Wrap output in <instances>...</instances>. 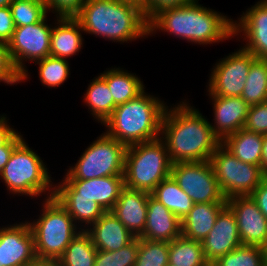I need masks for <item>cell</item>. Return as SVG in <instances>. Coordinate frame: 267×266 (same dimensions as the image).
Segmentation results:
<instances>
[{"mask_svg": "<svg viewBox=\"0 0 267 266\" xmlns=\"http://www.w3.org/2000/svg\"><path fill=\"white\" fill-rule=\"evenodd\" d=\"M244 129L267 135V101L250 106Z\"/></svg>", "mask_w": 267, "mask_h": 266, "instance_id": "obj_38", "label": "cell"}, {"mask_svg": "<svg viewBox=\"0 0 267 266\" xmlns=\"http://www.w3.org/2000/svg\"><path fill=\"white\" fill-rule=\"evenodd\" d=\"M0 82L7 85L22 82V75L16 69L10 56L8 44L0 41Z\"/></svg>", "mask_w": 267, "mask_h": 266, "instance_id": "obj_37", "label": "cell"}, {"mask_svg": "<svg viewBox=\"0 0 267 266\" xmlns=\"http://www.w3.org/2000/svg\"><path fill=\"white\" fill-rule=\"evenodd\" d=\"M8 120L6 114L0 115V147L4 146L18 132L8 124Z\"/></svg>", "mask_w": 267, "mask_h": 266, "instance_id": "obj_44", "label": "cell"}, {"mask_svg": "<svg viewBox=\"0 0 267 266\" xmlns=\"http://www.w3.org/2000/svg\"><path fill=\"white\" fill-rule=\"evenodd\" d=\"M127 146L103 132L69 166L64 180H88L123 175Z\"/></svg>", "mask_w": 267, "mask_h": 266, "instance_id": "obj_8", "label": "cell"}, {"mask_svg": "<svg viewBox=\"0 0 267 266\" xmlns=\"http://www.w3.org/2000/svg\"><path fill=\"white\" fill-rule=\"evenodd\" d=\"M188 102L167 105L162 117L160 139L172 164L208 161L221 144L208 118Z\"/></svg>", "mask_w": 267, "mask_h": 266, "instance_id": "obj_1", "label": "cell"}, {"mask_svg": "<svg viewBox=\"0 0 267 266\" xmlns=\"http://www.w3.org/2000/svg\"><path fill=\"white\" fill-rule=\"evenodd\" d=\"M15 25L10 6L0 7V41L8 44L13 36Z\"/></svg>", "mask_w": 267, "mask_h": 266, "instance_id": "obj_41", "label": "cell"}, {"mask_svg": "<svg viewBox=\"0 0 267 266\" xmlns=\"http://www.w3.org/2000/svg\"><path fill=\"white\" fill-rule=\"evenodd\" d=\"M84 94V104L88 106V111L101 125L111 116L116 104L106 83V80L99 74L92 79Z\"/></svg>", "mask_w": 267, "mask_h": 266, "instance_id": "obj_26", "label": "cell"}, {"mask_svg": "<svg viewBox=\"0 0 267 266\" xmlns=\"http://www.w3.org/2000/svg\"><path fill=\"white\" fill-rule=\"evenodd\" d=\"M14 0H0V7H8Z\"/></svg>", "mask_w": 267, "mask_h": 266, "instance_id": "obj_48", "label": "cell"}, {"mask_svg": "<svg viewBox=\"0 0 267 266\" xmlns=\"http://www.w3.org/2000/svg\"><path fill=\"white\" fill-rule=\"evenodd\" d=\"M198 1L159 11L149 21V36L157 31L167 32L168 35L202 46L232 39L234 20L210 7L202 6Z\"/></svg>", "mask_w": 267, "mask_h": 266, "instance_id": "obj_2", "label": "cell"}, {"mask_svg": "<svg viewBox=\"0 0 267 266\" xmlns=\"http://www.w3.org/2000/svg\"><path fill=\"white\" fill-rule=\"evenodd\" d=\"M69 61L53 56H47L34 62L39 65L38 78L47 88H56L67 80L70 74Z\"/></svg>", "mask_w": 267, "mask_h": 266, "instance_id": "obj_33", "label": "cell"}, {"mask_svg": "<svg viewBox=\"0 0 267 266\" xmlns=\"http://www.w3.org/2000/svg\"><path fill=\"white\" fill-rule=\"evenodd\" d=\"M75 18L84 33L116 43L149 36V22L143 11L121 0H86Z\"/></svg>", "mask_w": 267, "mask_h": 266, "instance_id": "obj_3", "label": "cell"}, {"mask_svg": "<svg viewBox=\"0 0 267 266\" xmlns=\"http://www.w3.org/2000/svg\"><path fill=\"white\" fill-rule=\"evenodd\" d=\"M100 75L106 80L116 105L136 98L146 89L136 73L128 72L120 67L108 68Z\"/></svg>", "mask_w": 267, "mask_h": 266, "instance_id": "obj_25", "label": "cell"}, {"mask_svg": "<svg viewBox=\"0 0 267 266\" xmlns=\"http://www.w3.org/2000/svg\"><path fill=\"white\" fill-rule=\"evenodd\" d=\"M27 266H61V264H60V261L58 259L35 258Z\"/></svg>", "mask_w": 267, "mask_h": 266, "instance_id": "obj_45", "label": "cell"}, {"mask_svg": "<svg viewBox=\"0 0 267 266\" xmlns=\"http://www.w3.org/2000/svg\"><path fill=\"white\" fill-rule=\"evenodd\" d=\"M139 250V238L116 251L97 250L94 266H134Z\"/></svg>", "mask_w": 267, "mask_h": 266, "instance_id": "obj_36", "label": "cell"}, {"mask_svg": "<svg viewBox=\"0 0 267 266\" xmlns=\"http://www.w3.org/2000/svg\"><path fill=\"white\" fill-rule=\"evenodd\" d=\"M166 107L163 100L144 90L136 98L116 106L103 123L105 133L127 147L159 139Z\"/></svg>", "mask_w": 267, "mask_h": 266, "instance_id": "obj_4", "label": "cell"}, {"mask_svg": "<svg viewBox=\"0 0 267 266\" xmlns=\"http://www.w3.org/2000/svg\"><path fill=\"white\" fill-rule=\"evenodd\" d=\"M47 16L40 22L15 27L8 49L16 69L22 75V82L30 79L26 61L35 62L50 55L52 24Z\"/></svg>", "mask_w": 267, "mask_h": 266, "instance_id": "obj_11", "label": "cell"}, {"mask_svg": "<svg viewBox=\"0 0 267 266\" xmlns=\"http://www.w3.org/2000/svg\"><path fill=\"white\" fill-rule=\"evenodd\" d=\"M169 242L139 238V250L134 266H166Z\"/></svg>", "mask_w": 267, "mask_h": 266, "instance_id": "obj_35", "label": "cell"}, {"mask_svg": "<svg viewBox=\"0 0 267 266\" xmlns=\"http://www.w3.org/2000/svg\"><path fill=\"white\" fill-rule=\"evenodd\" d=\"M151 193L124 188L110 211L119 221L139 238L144 231L147 217V202Z\"/></svg>", "mask_w": 267, "mask_h": 266, "instance_id": "obj_19", "label": "cell"}, {"mask_svg": "<svg viewBox=\"0 0 267 266\" xmlns=\"http://www.w3.org/2000/svg\"><path fill=\"white\" fill-rule=\"evenodd\" d=\"M168 263L175 266H210L205 260L202 242L182 234L169 242Z\"/></svg>", "mask_w": 267, "mask_h": 266, "instance_id": "obj_29", "label": "cell"}, {"mask_svg": "<svg viewBox=\"0 0 267 266\" xmlns=\"http://www.w3.org/2000/svg\"><path fill=\"white\" fill-rule=\"evenodd\" d=\"M210 162L226 199L250 196L265 177L260 166L242 162L222 144L216 148Z\"/></svg>", "mask_w": 267, "mask_h": 266, "instance_id": "obj_9", "label": "cell"}, {"mask_svg": "<svg viewBox=\"0 0 267 266\" xmlns=\"http://www.w3.org/2000/svg\"><path fill=\"white\" fill-rule=\"evenodd\" d=\"M86 0H47L46 8L56 17H75Z\"/></svg>", "mask_w": 267, "mask_h": 266, "instance_id": "obj_39", "label": "cell"}, {"mask_svg": "<svg viewBox=\"0 0 267 266\" xmlns=\"http://www.w3.org/2000/svg\"><path fill=\"white\" fill-rule=\"evenodd\" d=\"M241 245L235 215L226 205L218 214L214 227L202 241L205 260L211 265Z\"/></svg>", "mask_w": 267, "mask_h": 266, "instance_id": "obj_17", "label": "cell"}, {"mask_svg": "<svg viewBox=\"0 0 267 266\" xmlns=\"http://www.w3.org/2000/svg\"><path fill=\"white\" fill-rule=\"evenodd\" d=\"M55 198L67 210L69 215L73 218L74 223L81 231H86L106 212L97 202L92 201L90 198Z\"/></svg>", "mask_w": 267, "mask_h": 266, "instance_id": "obj_28", "label": "cell"}, {"mask_svg": "<svg viewBox=\"0 0 267 266\" xmlns=\"http://www.w3.org/2000/svg\"><path fill=\"white\" fill-rule=\"evenodd\" d=\"M171 167L166 145L160 138L128 146L123 173L125 187L151 193L171 176Z\"/></svg>", "mask_w": 267, "mask_h": 266, "instance_id": "obj_7", "label": "cell"}, {"mask_svg": "<svg viewBox=\"0 0 267 266\" xmlns=\"http://www.w3.org/2000/svg\"><path fill=\"white\" fill-rule=\"evenodd\" d=\"M240 16L233 21L234 37L243 38L244 50L256 58L267 59V0L257 1Z\"/></svg>", "mask_w": 267, "mask_h": 266, "instance_id": "obj_16", "label": "cell"}, {"mask_svg": "<svg viewBox=\"0 0 267 266\" xmlns=\"http://www.w3.org/2000/svg\"><path fill=\"white\" fill-rule=\"evenodd\" d=\"M151 195L180 220L185 218L194 205L192 199L179 187L172 176L162 180Z\"/></svg>", "mask_w": 267, "mask_h": 266, "instance_id": "obj_27", "label": "cell"}, {"mask_svg": "<svg viewBox=\"0 0 267 266\" xmlns=\"http://www.w3.org/2000/svg\"><path fill=\"white\" fill-rule=\"evenodd\" d=\"M241 98L249 106L267 101V59L257 58L251 64Z\"/></svg>", "mask_w": 267, "mask_h": 266, "instance_id": "obj_30", "label": "cell"}, {"mask_svg": "<svg viewBox=\"0 0 267 266\" xmlns=\"http://www.w3.org/2000/svg\"><path fill=\"white\" fill-rule=\"evenodd\" d=\"M97 248L90 236L81 231L66 247L63 255L58 259L61 266H94Z\"/></svg>", "mask_w": 267, "mask_h": 266, "instance_id": "obj_31", "label": "cell"}, {"mask_svg": "<svg viewBox=\"0 0 267 266\" xmlns=\"http://www.w3.org/2000/svg\"><path fill=\"white\" fill-rule=\"evenodd\" d=\"M250 196L257 203L262 214L267 218V176L263 178L260 185Z\"/></svg>", "mask_w": 267, "mask_h": 266, "instance_id": "obj_43", "label": "cell"}, {"mask_svg": "<svg viewBox=\"0 0 267 266\" xmlns=\"http://www.w3.org/2000/svg\"><path fill=\"white\" fill-rule=\"evenodd\" d=\"M257 58L242 47L219 59L211 70L207 82L208 95L241 97L251 64Z\"/></svg>", "mask_w": 267, "mask_h": 266, "instance_id": "obj_12", "label": "cell"}, {"mask_svg": "<svg viewBox=\"0 0 267 266\" xmlns=\"http://www.w3.org/2000/svg\"><path fill=\"white\" fill-rule=\"evenodd\" d=\"M38 219L28 221L34 237L36 258L59 259L81 232L67 210L53 196L45 198Z\"/></svg>", "mask_w": 267, "mask_h": 266, "instance_id": "obj_6", "label": "cell"}, {"mask_svg": "<svg viewBox=\"0 0 267 266\" xmlns=\"http://www.w3.org/2000/svg\"><path fill=\"white\" fill-rule=\"evenodd\" d=\"M171 176L194 204L226 203L210 160L174 163Z\"/></svg>", "mask_w": 267, "mask_h": 266, "instance_id": "obj_10", "label": "cell"}, {"mask_svg": "<svg viewBox=\"0 0 267 266\" xmlns=\"http://www.w3.org/2000/svg\"><path fill=\"white\" fill-rule=\"evenodd\" d=\"M85 232L97 250L105 251L119 250L136 238L110 211H106Z\"/></svg>", "mask_w": 267, "mask_h": 266, "instance_id": "obj_21", "label": "cell"}, {"mask_svg": "<svg viewBox=\"0 0 267 266\" xmlns=\"http://www.w3.org/2000/svg\"><path fill=\"white\" fill-rule=\"evenodd\" d=\"M10 8L15 27L38 23L48 15L46 5L36 0H14Z\"/></svg>", "mask_w": 267, "mask_h": 266, "instance_id": "obj_34", "label": "cell"}, {"mask_svg": "<svg viewBox=\"0 0 267 266\" xmlns=\"http://www.w3.org/2000/svg\"><path fill=\"white\" fill-rule=\"evenodd\" d=\"M125 188L123 175L88 180H64L54 186V197H86L111 211Z\"/></svg>", "mask_w": 267, "mask_h": 266, "instance_id": "obj_13", "label": "cell"}, {"mask_svg": "<svg viewBox=\"0 0 267 266\" xmlns=\"http://www.w3.org/2000/svg\"><path fill=\"white\" fill-rule=\"evenodd\" d=\"M213 104L214 134L222 141L244 127L250 106L241 97L209 95Z\"/></svg>", "mask_w": 267, "mask_h": 266, "instance_id": "obj_18", "label": "cell"}, {"mask_svg": "<svg viewBox=\"0 0 267 266\" xmlns=\"http://www.w3.org/2000/svg\"><path fill=\"white\" fill-rule=\"evenodd\" d=\"M46 166L38 153L23 139L14 148L0 173L1 182L5 183L8 194L32 198L44 194V199L51 198L54 196L55 183Z\"/></svg>", "mask_w": 267, "mask_h": 266, "instance_id": "obj_5", "label": "cell"}, {"mask_svg": "<svg viewBox=\"0 0 267 266\" xmlns=\"http://www.w3.org/2000/svg\"><path fill=\"white\" fill-rule=\"evenodd\" d=\"M36 258L27 220L0 227V266H27Z\"/></svg>", "mask_w": 267, "mask_h": 266, "instance_id": "obj_15", "label": "cell"}, {"mask_svg": "<svg viewBox=\"0 0 267 266\" xmlns=\"http://www.w3.org/2000/svg\"><path fill=\"white\" fill-rule=\"evenodd\" d=\"M194 0H146V19L148 22L159 12L167 8L185 6Z\"/></svg>", "mask_w": 267, "mask_h": 266, "instance_id": "obj_40", "label": "cell"}, {"mask_svg": "<svg viewBox=\"0 0 267 266\" xmlns=\"http://www.w3.org/2000/svg\"><path fill=\"white\" fill-rule=\"evenodd\" d=\"M121 1L133 4L137 7H139L143 11V13L146 17V0H121Z\"/></svg>", "mask_w": 267, "mask_h": 266, "instance_id": "obj_47", "label": "cell"}, {"mask_svg": "<svg viewBox=\"0 0 267 266\" xmlns=\"http://www.w3.org/2000/svg\"><path fill=\"white\" fill-rule=\"evenodd\" d=\"M226 203L194 204L184 219L181 220L183 236L202 242L214 227L215 220Z\"/></svg>", "mask_w": 267, "mask_h": 266, "instance_id": "obj_23", "label": "cell"}, {"mask_svg": "<svg viewBox=\"0 0 267 266\" xmlns=\"http://www.w3.org/2000/svg\"><path fill=\"white\" fill-rule=\"evenodd\" d=\"M210 266H267V256L264 247L242 244Z\"/></svg>", "mask_w": 267, "mask_h": 266, "instance_id": "obj_32", "label": "cell"}, {"mask_svg": "<svg viewBox=\"0 0 267 266\" xmlns=\"http://www.w3.org/2000/svg\"><path fill=\"white\" fill-rule=\"evenodd\" d=\"M36 1H39V2H41L43 4H46V2H47V0H36Z\"/></svg>", "mask_w": 267, "mask_h": 266, "instance_id": "obj_49", "label": "cell"}, {"mask_svg": "<svg viewBox=\"0 0 267 266\" xmlns=\"http://www.w3.org/2000/svg\"><path fill=\"white\" fill-rule=\"evenodd\" d=\"M181 234V220L150 194L146 224L139 238L171 242Z\"/></svg>", "mask_w": 267, "mask_h": 266, "instance_id": "obj_20", "label": "cell"}, {"mask_svg": "<svg viewBox=\"0 0 267 266\" xmlns=\"http://www.w3.org/2000/svg\"><path fill=\"white\" fill-rule=\"evenodd\" d=\"M263 134L244 128L225 137L221 144L244 163L261 167Z\"/></svg>", "mask_w": 267, "mask_h": 266, "instance_id": "obj_24", "label": "cell"}, {"mask_svg": "<svg viewBox=\"0 0 267 266\" xmlns=\"http://www.w3.org/2000/svg\"><path fill=\"white\" fill-rule=\"evenodd\" d=\"M261 169L265 176H267V135H264L262 144Z\"/></svg>", "mask_w": 267, "mask_h": 266, "instance_id": "obj_46", "label": "cell"}, {"mask_svg": "<svg viewBox=\"0 0 267 266\" xmlns=\"http://www.w3.org/2000/svg\"><path fill=\"white\" fill-rule=\"evenodd\" d=\"M226 205L235 215L239 238L244 245L267 246V218L251 196H234Z\"/></svg>", "mask_w": 267, "mask_h": 266, "instance_id": "obj_14", "label": "cell"}, {"mask_svg": "<svg viewBox=\"0 0 267 266\" xmlns=\"http://www.w3.org/2000/svg\"><path fill=\"white\" fill-rule=\"evenodd\" d=\"M23 135L17 132L4 146L0 147V173L7 164L14 148L23 140Z\"/></svg>", "mask_w": 267, "mask_h": 266, "instance_id": "obj_42", "label": "cell"}, {"mask_svg": "<svg viewBox=\"0 0 267 266\" xmlns=\"http://www.w3.org/2000/svg\"><path fill=\"white\" fill-rule=\"evenodd\" d=\"M55 20L51 32L50 56L68 60V57L81 51L84 31L75 17H56Z\"/></svg>", "mask_w": 267, "mask_h": 266, "instance_id": "obj_22", "label": "cell"}]
</instances>
